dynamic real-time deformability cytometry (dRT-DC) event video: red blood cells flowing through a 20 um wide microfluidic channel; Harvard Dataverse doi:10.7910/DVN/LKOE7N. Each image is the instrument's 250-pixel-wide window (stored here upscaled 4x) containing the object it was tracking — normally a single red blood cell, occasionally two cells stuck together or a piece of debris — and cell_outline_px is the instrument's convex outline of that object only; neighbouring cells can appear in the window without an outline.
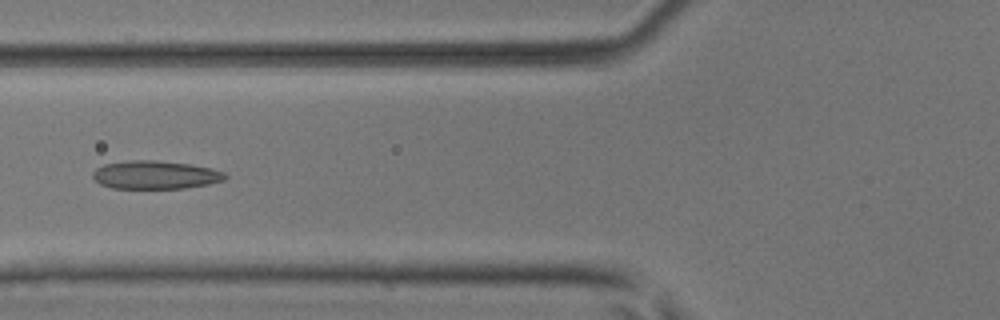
{"species": "common noctule bat (a hibernating species)", "species_latin": "Nyctalus noctula", "temperature_condition": "room temperature", "stored_images_in_passage": 5, "camera_frame_rate_fps": 3000, "um_per_image_px": 0.085, "animal": {"sex": "male", "body_mass_g": 17.9, "forearm_length_mm": 54.2}, "frame": {"image": 1, "passage_image": 5, "time_ms": 1.333, "image_size_px": [1000, 320], "cell_outline_px": [[228, 176], [224, 180], [208, 184], [184, 188], [112, 188], [100, 184], [92, 176], [92, 172], [96, 168], [104, 164], [128, 160], [156, 160], [188, 164], [212, 168], [224, 172]], "centroid_in_image_um": [13.19, 14.86], "position_along_channel_um": 112.6, "area_um2": 21.79}}